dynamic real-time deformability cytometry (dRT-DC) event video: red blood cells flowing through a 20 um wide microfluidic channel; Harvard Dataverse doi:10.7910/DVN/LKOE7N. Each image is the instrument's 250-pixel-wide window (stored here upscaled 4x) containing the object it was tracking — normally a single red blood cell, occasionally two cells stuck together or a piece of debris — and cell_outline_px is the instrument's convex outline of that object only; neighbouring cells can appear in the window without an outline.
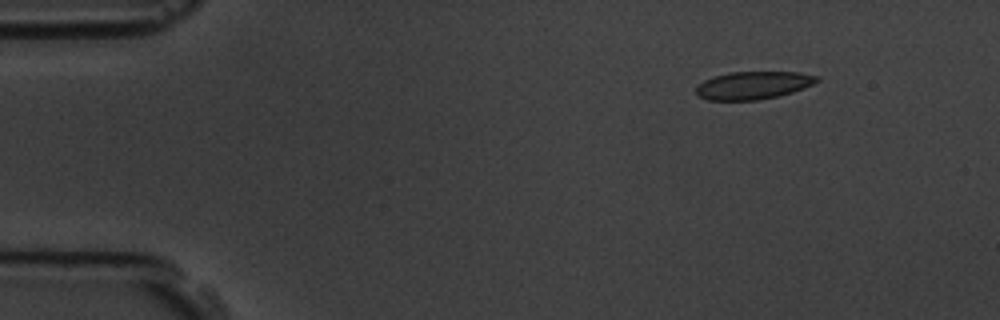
{"species": "common noctule bat (a hibernating species)", "species_latin": "Nyctalus noctula", "temperature_condition": "room temperature", "stored_images_in_passage": 10, "camera_frame_rate_fps": 3000, "um_per_image_px": 0.085, "animal": {"sex": "male", "body_mass_g": 19.5, "forearm_length_mm": 54.6}, "frame": {"image": 1, "passage_image": 2, "time_ms": 1.0, "image_size_px": [1000, 320], "cell_outline_px": [[820, 80], [804, 88], [792, 92], [776, 96], [756, 100], [708, 100], [700, 96], [696, 92], [696, 88], [704, 80], [712, 76], [728, 72], [800, 72], [820, 76]], "centroid_in_image_um": [64.04, 7.23], "position_along_channel_um": 21.0, "area_um2": 19.54}}
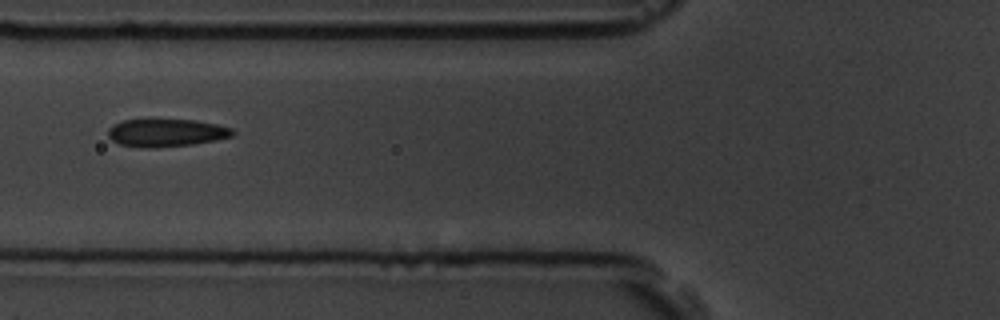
{"frame": {"image": 2, "passage_image": 6, "time_ms": 5.667, "image_size_px": [1000, 320], "cell_outline_px": [[236, 132], [232, 136], [216, 140], [192, 144], [152, 148], [144, 148], [120, 144], [112, 140], [108, 136], [108, 128], [112, 124], [124, 120], [152, 116], [196, 120], [216, 124], [232, 128]], "centroid_in_image_um": [14.09, 11.23], "position_along_channel_um": 111.7, "area_um2": 21.15}}
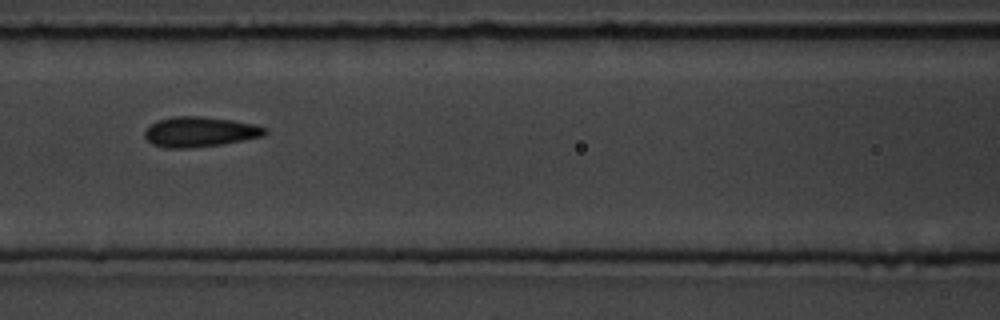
{"frame": {"image": 3, "passage_image": 7, "time_ms": 6.667, "image_size_px": [1000, 320], "cell_outline_px": [[268, 132], [264, 136], [244, 140], [220, 144], [188, 148], [164, 148], [152, 144], [144, 136], [144, 132], [152, 124], [160, 120], [172, 116], [200, 116], [232, 120], [256, 124], [268, 128]], "centroid_in_image_um": [17.02, 11.2], "position_along_channel_um": 149.6, "area_um2": 21.1}}